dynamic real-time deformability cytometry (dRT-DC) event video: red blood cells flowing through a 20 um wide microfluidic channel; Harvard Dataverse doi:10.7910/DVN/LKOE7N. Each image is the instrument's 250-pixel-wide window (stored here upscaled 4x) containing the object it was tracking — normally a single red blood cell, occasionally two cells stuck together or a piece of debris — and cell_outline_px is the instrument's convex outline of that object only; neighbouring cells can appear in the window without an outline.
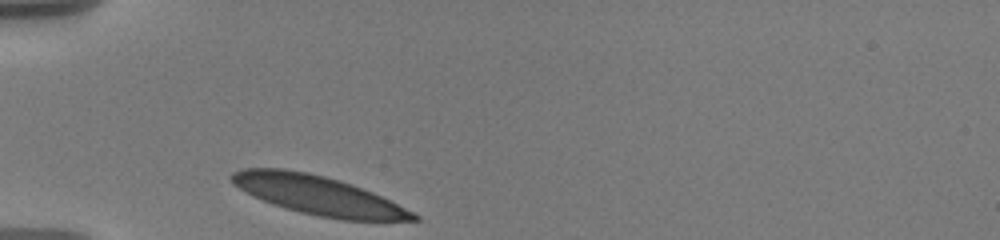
{"species": "human", "species_latin": "Homo sapiens", "temperature_condition": "warm", "stored_images_in_passage": 33, "camera_frame_rate_fps": 3000, "um_per_image_px": 0.085, "donor": {"sex": "male"}, "frame": {"image": 1, "passage_image": 1, "time_ms": 0.0, "image_size_px": [1000, 240], "cell_outline_px": [[420, 220], [344, 220], [320, 216], [300, 212], [272, 204], [252, 196], [232, 184], [228, 176], [232, 172], [244, 168], [284, 168], [308, 172], [340, 180], [352, 184], [372, 192], [420, 216]], "centroid_in_image_um": [26.96, 16.58], "position_along_channel_um": 58.0, "area_um2": 40.98}}
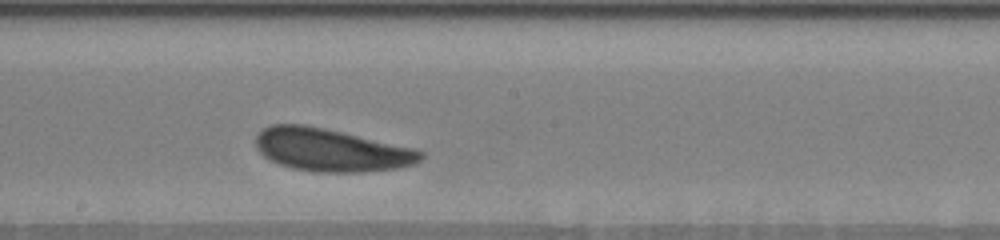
{"frame": {"image": 2, "passage_image": 18, "time_ms": 5.0, "image_size_px": [1000, 240], "cell_outline_px": [[424, 156], [416, 164], [400, 168], [360, 172], [312, 172], [292, 168], [268, 160], [256, 148], [256, 136], [264, 128], [272, 124], [304, 124], [324, 128], [412, 148], [424, 152]], "centroid_in_image_um": [28.12, 12.76], "position_along_channel_um": 220.1, "area_um2": 41.04}}
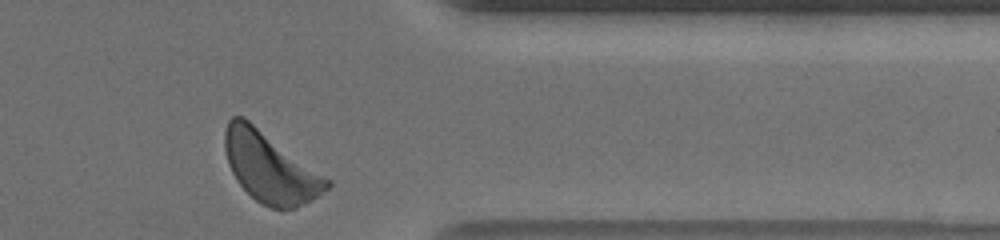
{"frame": {"image": 3, "passage_image": 32, "time_ms": 10.0, "image_size_px": [1000, 240], "cell_outline_px": [[332, 184], [324, 192], [312, 200], [296, 208], [272, 208], [260, 204], [236, 180], [228, 164], [224, 148], [224, 132], [228, 120], [232, 116], [244, 116], [332, 180]], "centroid_in_image_um": [22.96, 14.21], "position_along_channel_um": 388.4, "area_um2": 41.91}, "authors_computed_cell_mechanics": {"area_um2": 40.749, "velocity_mm_per_s": 3.5017, "shape_relaxation_time_tau1_ms": 1.7831, "shape_relaxation_time_tau2_ms": 11.0629, "deformation_change_tau1": 0.0915, "deformation_change_tau2": 0.1069}}